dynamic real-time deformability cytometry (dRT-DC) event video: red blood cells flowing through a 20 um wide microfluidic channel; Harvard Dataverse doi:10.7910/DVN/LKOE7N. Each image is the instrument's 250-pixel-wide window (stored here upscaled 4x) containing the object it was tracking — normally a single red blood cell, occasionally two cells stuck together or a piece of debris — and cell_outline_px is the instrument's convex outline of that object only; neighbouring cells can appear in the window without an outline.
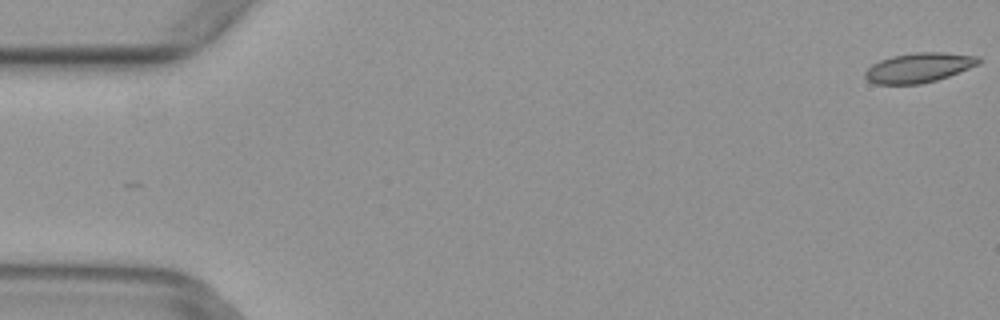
{"species": "common noctule bat (a hibernating species)", "species_latin": "Nyctalus noctula", "temperature_condition": "warm", "stored_images_in_passage": 6, "camera_frame_rate_fps": 3000, "um_per_image_px": 0.085, "animal": {"sex": "female", "body_mass_g": 29.2, "forearm_length_mm": 56.3}, "frame": {"image": 1, "passage_image": 1, "time_ms": 0.0, "image_size_px": [1000, 320], "cell_outline_px": [[980, 64], [948, 76], [936, 80], [920, 84], [876, 84], [868, 80], [864, 76], [864, 72], [872, 64], [880, 60], [892, 56], [916, 52], [944, 52], [980, 56]], "centroid_in_image_um": [78.11, 5.74], "position_along_channel_um": 6.9, "area_um2": 19.65}}